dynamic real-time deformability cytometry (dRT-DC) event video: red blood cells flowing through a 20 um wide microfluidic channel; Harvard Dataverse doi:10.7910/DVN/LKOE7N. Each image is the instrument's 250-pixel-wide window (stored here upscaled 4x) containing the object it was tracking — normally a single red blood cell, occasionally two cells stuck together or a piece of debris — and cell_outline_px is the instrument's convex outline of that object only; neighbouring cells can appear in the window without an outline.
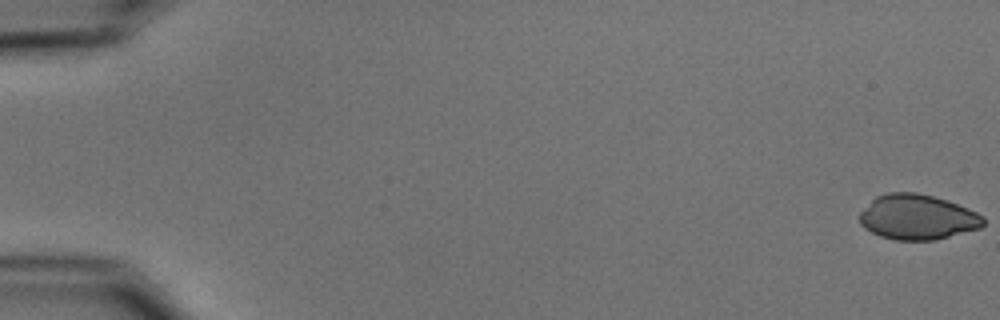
{"species": "common noctule bat (a hibernating species)", "species_latin": "Nyctalus noctula", "temperature_condition": "cold", "stored_images_in_passage": 52, "camera_frame_rate_fps": 3000, "um_per_image_px": 0.085, "animal": {"sex": "male", "body_mass_g": 15.6}, "frame": {"image": 1, "passage_image": 1, "time_ms": 0.0, "image_size_px": [1000, 320], "cell_outline_px": [[984, 224], [980, 228], [936, 240], [896, 240], [880, 236], [864, 228], [860, 224], [860, 212], [876, 196], [888, 192], [916, 192], [948, 200], [968, 208], [984, 216]], "centroid_in_image_um": [77.99, 18.45], "position_along_channel_um": 7.0, "area_um2": 32.6}}